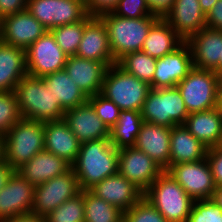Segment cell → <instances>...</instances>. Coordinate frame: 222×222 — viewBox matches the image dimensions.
I'll return each mask as SVG.
<instances>
[{"mask_svg": "<svg viewBox=\"0 0 222 222\" xmlns=\"http://www.w3.org/2000/svg\"><path fill=\"white\" fill-rule=\"evenodd\" d=\"M118 155L119 150L111 144L110 138L81 143L76 161L71 165L81 191L90 190L118 173Z\"/></svg>", "mask_w": 222, "mask_h": 222, "instance_id": "1", "label": "cell"}, {"mask_svg": "<svg viewBox=\"0 0 222 222\" xmlns=\"http://www.w3.org/2000/svg\"><path fill=\"white\" fill-rule=\"evenodd\" d=\"M14 92L22 118L41 122L63 119L65 110L42 78L26 75Z\"/></svg>", "mask_w": 222, "mask_h": 222, "instance_id": "2", "label": "cell"}, {"mask_svg": "<svg viewBox=\"0 0 222 222\" xmlns=\"http://www.w3.org/2000/svg\"><path fill=\"white\" fill-rule=\"evenodd\" d=\"M99 18L106 26L109 45L114 61L117 63L126 54L140 51L157 16L141 18H124L113 12L105 13Z\"/></svg>", "mask_w": 222, "mask_h": 222, "instance_id": "3", "label": "cell"}, {"mask_svg": "<svg viewBox=\"0 0 222 222\" xmlns=\"http://www.w3.org/2000/svg\"><path fill=\"white\" fill-rule=\"evenodd\" d=\"M44 150V122L21 118L2 136V159L15 171Z\"/></svg>", "mask_w": 222, "mask_h": 222, "instance_id": "4", "label": "cell"}, {"mask_svg": "<svg viewBox=\"0 0 222 222\" xmlns=\"http://www.w3.org/2000/svg\"><path fill=\"white\" fill-rule=\"evenodd\" d=\"M144 198L148 200L168 222H186L194 201L165 170L144 192Z\"/></svg>", "mask_w": 222, "mask_h": 222, "instance_id": "5", "label": "cell"}, {"mask_svg": "<svg viewBox=\"0 0 222 222\" xmlns=\"http://www.w3.org/2000/svg\"><path fill=\"white\" fill-rule=\"evenodd\" d=\"M150 85L127 73L117 63L109 66L101 94L113 101L121 111H141Z\"/></svg>", "mask_w": 222, "mask_h": 222, "instance_id": "6", "label": "cell"}, {"mask_svg": "<svg viewBox=\"0 0 222 222\" xmlns=\"http://www.w3.org/2000/svg\"><path fill=\"white\" fill-rule=\"evenodd\" d=\"M145 122L172 128L189 115L177 87L150 89L140 111Z\"/></svg>", "mask_w": 222, "mask_h": 222, "instance_id": "7", "label": "cell"}, {"mask_svg": "<svg viewBox=\"0 0 222 222\" xmlns=\"http://www.w3.org/2000/svg\"><path fill=\"white\" fill-rule=\"evenodd\" d=\"M219 75L213 70L193 67L176 87L188 113L216 108Z\"/></svg>", "mask_w": 222, "mask_h": 222, "instance_id": "8", "label": "cell"}, {"mask_svg": "<svg viewBox=\"0 0 222 222\" xmlns=\"http://www.w3.org/2000/svg\"><path fill=\"white\" fill-rule=\"evenodd\" d=\"M79 193H81L79 181L71 168L65 174L35 186L31 213L46 217L52 210Z\"/></svg>", "mask_w": 222, "mask_h": 222, "instance_id": "9", "label": "cell"}, {"mask_svg": "<svg viewBox=\"0 0 222 222\" xmlns=\"http://www.w3.org/2000/svg\"><path fill=\"white\" fill-rule=\"evenodd\" d=\"M166 171L194 201L213 198L216 186L207 158L171 165Z\"/></svg>", "mask_w": 222, "mask_h": 222, "instance_id": "10", "label": "cell"}, {"mask_svg": "<svg viewBox=\"0 0 222 222\" xmlns=\"http://www.w3.org/2000/svg\"><path fill=\"white\" fill-rule=\"evenodd\" d=\"M27 10L48 31L82 21L88 14L79 0H27Z\"/></svg>", "mask_w": 222, "mask_h": 222, "instance_id": "11", "label": "cell"}, {"mask_svg": "<svg viewBox=\"0 0 222 222\" xmlns=\"http://www.w3.org/2000/svg\"><path fill=\"white\" fill-rule=\"evenodd\" d=\"M25 51L27 75L38 78L64 70L68 57L50 31L38 38Z\"/></svg>", "mask_w": 222, "mask_h": 222, "instance_id": "12", "label": "cell"}, {"mask_svg": "<svg viewBox=\"0 0 222 222\" xmlns=\"http://www.w3.org/2000/svg\"><path fill=\"white\" fill-rule=\"evenodd\" d=\"M118 172L145 192L164 171L146 153L135 147L119 149Z\"/></svg>", "mask_w": 222, "mask_h": 222, "instance_id": "13", "label": "cell"}, {"mask_svg": "<svg viewBox=\"0 0 222 222\" xmlns=\"http://www.w3.org/2000/svg\"><path fill=\"white\" fill-rule=\"evenodd\" d=\"M47 31L27 9L0 20V40L24 50Z\"/></svg>", "mask_w": 222, "mask_h": 222, "instance_id": "14", "label": "cell"}, {"mask_svg": "<svg viewBox=\"0 0 222 222\" xmlns=\"http://www.w3.org/2000/svg\"><path fill=\"white\" fill-rule=\"evenodd\" d=\"M193 67L190 46L184 41L173 52L157 59L153 75V89L176 87Z\"/></svg>", "mask_w": 222, "mask_h": 222, "instance_id": "15", "label": "cell"}, {"mask_svg": "<svg viewBox=\"0 0 222 222\" xmlns=\"http://www.w3.org/2000/svg\"><path fill=\"white\" fill-rule=\"evenodd\" d=\"M35 186L14 171L0 190V221L30 214L34 205Z\"/></svg>", "mask_w": 222, "mask_h": 222, "instance_id": "16", "label": "cell"}, {"mask_svg": "<svg viewBox=\"0 0 222 222\" xmlns=\"http://www.w3.org/2000/svg\"><path fill=\"white\" fill-rule=\"evenodd\" d=\"M76 56L105 63L115 64L109 45L106 26L99 17L87 15L84 18V31Z\"/></svg>", "mask_w": 222, "mask_h": 222, "instance_id": "17", "label": "cell"}, {"mask_svg": "<svg viewBox=\"0 0 222 222\" xmlns=\"http://www.w3.org/2000/svg\"><path fill=\"white\" fill-rule=\"evenodd\" d=\"M63 120L80 143L108 139L110 136V130L96 115L88 100L81 105L66 110Z\"/></svg>", "mask_w": 222, "mask_h": 222, "instance_id": "18", "label": "cell"}, {"mask_svg": "<svg viewBox=\"0 0 222 222\" xmlns=\"http://www.w3.org/2000/svg\"><path fill=\"white\" fill-rule=\"evenodd\" d=\"M90 191L123 212L129 210L144 197V192L119 172L103 179Z\"/></svg>", "mask_w": 222, "mask_h": 222, "instance_id": "19", "label": "cell"}, {"mask_svg": "<svg viewBox=\"0 0 222 222\" xmlns=\"http://www.w3.org/2000/svg\"><path fill=\"white\" fill-rule=\"evenodd\" d=\"M108 66L103 62L78 56L67 57L65 72L87 97L101 93Z\"/></svg>", "mask_w": 222, "mask_h": 222, "instance_id": "20", "label": "cell"}, {"mask_svg": "<svg viewBox=\"0 0 222 222\" xmlns=\"http://www.w3.org/2000/svg\"><path fill=\"white\" fill-rule=\"evenodd\" d=\"M186 42L192 52L193 66L213 70L219 75L222 31L204 27Z\"/></svg>", "mask_w": 222, "mask_h": 222, "instance_id": "21", "label": "cell"}, {"mask_svg": "<svg viewBox=\"0 0 222 222\" xmlns=\"http://www.w3.org/2000/svg\"><path fill=\"white\" fill-rule=\"evenodd\" d=\"M171 128L143 122L135 148L146 153L165 171L169 168Z\"/></svg>", "mask_w": 222, "mask_h": 222, "instance_id": "22", "label": "cell"}, {"mask_svg": "<svg viewBox=\"0 0 222 222\" xmlns=\"http://www.w3.org/2000/svg\"><path fill=\"white\" fill-rule=\"evenodd\" d=\"M164 19L184 41L206 27V15L199 0H175Z\"/></svg>", "mask_w": 222, "mask_h": 222, "instance_id": "23", "label": "cell"}, {"mask_svg": "<svg viewBox=\"0 0 222 222\" xmlns=\"http://www.w3.org/2000/svg\"><path fill=\"white\" fill-rule=\"evenodd\" d=\"M71 168V164L64 158L43 150L19 167L16 172L30 184L37 186L56 176L65 174Z\"/></svg>", "mask_w": 222, "mask_h": 222, "instance_id": "24", "label": "cell"}, {"mask_svg": "<svg viewBox=\"0 0 222 222\" xmlns=\"http://www.w3.org/2000/svg\"><path fill=\"white\" fill-rule=\"evenodd\" d=\"M80 144L63 119L44 122V150L64 158L72 165L76 161Z\"/></svg>", "mask_w": 222, "mask_h": 222, "instance_id": "25", "label": "cell"}, {"mask_svg": "<svg viewBox=\"0 0 222 222\" xmlns=\"http://www.w3.org/2000/svg\"><path fill=\"white\" fill-rule=\"evenodd\" d=\"M184 126L208 149L222 144V113L217 108L189 113Z\"/></svg>", "mask_w": 222, "mask_h": 222, "instance_id": "26", "label": "cell"}, {"mask_svg": "<svg viewBox=\"0 0 222 222\" xmlns=\"http://www.w3.org/2000/svg\"><path fill=\"white\" fill-rule=\"evenodd\" d=\"M26 75V51L0 40V92L14 91Z\"/></svg>", "mask_w": 222, "mask_h": 222, "instance_id": "27", "label": "cell"}, {"mask_svg": "<svg viewBox=\"0 0 222 222\" xmlns=\"http://www.w3.org/2000/svg\"><path fill=\"white\" fill-rule=\"evenodd\" d=\"M208 148L196 139L184 126L171 128L169 167L184 162H194L206 158Z\"/></svg>", "mask_w": 222, "mask_h": 222, "instance_id": "28", "label": "cell"}, {"mask_svg": "<svg viewBox=\"0 0 222 222\" xmlns=\"http://www.w3.org/2000/svg\"><path fill=\"white\" fill-rule=\"evenodd\" d=\"M183 42L168 22L159 18L149 30L141 50L147 56L158 59L173 52Z\"/></svg>", "mask_w": 222, "mask_h": 222, "instance_id": "29", "label": "cell"}, {"mask_svg": "<svg viewBox=\"0 0 222 222\" xmlns=\"http://www.w3.org/2000/svg\"><path fill=\"white\" fill-rule=\"evenodd\" d=\"M48 89H51L55 98L66 111L85 103L88 97L77 86L65 70L56 71L42 78Z\"/></svg>", "mask_w": 222, "mask_h": 222, "instance_id": "30", "label": "cell"}, {"mask_svg": "<svg viewBox=\"0 0 222 222\" xmlns=\"http://www.w3.org/2000/svg\"><path fill=\"white\" fill-rule=\"evenodd\" d=\"M144 120L140 111H121L117 123L110 129V141L116 149L134 147Z\"/></svg>", "mask_w": 222, "mask_h": 222, "instance_id": "31", "label": "cell"}, {"mask_svg": "<svg viewBox=\"0 0 222 222\" xmlns=\"http://www.w3.org/2000/svg\"><path fill=\"white\" fill-rule=\"evenodd\" d=\"M84 222H122L123 211L94 195L84 191Z\"/></svg>", "mask_w": 222, "mask_h": 222, "instance_id": "32", "label": "cell"}, {"mask_svg": "<svg viewBox=\"0 0 222 222\" xmlns=\"http://www.w3.org/2000/svg\"><path fill=\"white\" fill-rule=\"evenodd\" d=\"M157 59L147 56L142 50L126 54L117 64L127 73L147 82L153 89V75Z\"/></svg>", "mask_w": 222, "mask_h": 222, "instance_id": "33", "label": "cell"}, {"mask_svg": "<svg viewBox=\"0 0 222 222\" xmlns=\"http://www.w3.org/2000/svg\"><path fill=\"white\" fill-rule=\"evenodd\" d=\"M84 31V19L77 23L66 24L50 30L56 43L69 57L75 56Z\"/></svg>", "mask_w": 222, "mask_h": 222, "instance_id": "34", "label": "cell"}, {"mask_svg": "<svg viewBox=\"0 0 222 222\" xmlns=\"http://www.w3.org/2000/svg\"><path fill=\"white\" fill-rule=\"evenodd\" d=\"M84 191L66 200L46 217V222H84Z\"/></svg>", "mask_w": 222, "mask_h": 222, "instance_id": "35", "label": "cell"}, {"mask_svg": "<svg viewBox=\"0 0 222 222\" xmlns=\"http://www.w3.org/2000/svg\"><path fill=\"white\" fill-rule=\"evenodd\" d=\"M21 118L15 92H0V136H4Z\"/></svg>", "mask_w": 222, "mask_h": 222, "instance_id": "36", "label": "cell"}, {"mask_svg": "<svg viewBox=\"0 0 222 222\" xmlns=\"http://www.w3.org/2000/svg\"><path fill=\"white\" fill-rule=\"evenodd\" d=\"M186 222H222V208L213 198L193 201Z\"/></svg>", "mask_w": 222, "mask_h": 222, "instance_id": "37", "label": "cell"}, {"mask_svg": "<svg viewBox=\"0 0 222 222\" xmlns=\"http://www.w3.org/2000/svg\"><path fill=\"white\" fill-rule=\"evenodd\" d=\"M124 222H168L144 197L129 210L123 212Z\"/></svg>", "mask_w": 222, "mask_h": 222, "instance_id": "38", "label": "cell"}, {"mask_svg": "<svg viewBox=\"0 0 222 222\" xmlns=\"http://www.w3.org/2000/svg\"><path fill=\"white\" fill-rule=\"evenodd\" d=\"M96 115L105 123L110 130L119 119L121 109L101 93L88 97Z\"/></svg>", "mask_w": 222, "mask_h": 222, "instance_id": "39", "label": "cell"}, {"mask_svg": "<svg viewBox=\"0 0 222 222\" xmlns=\"http://www.w3.org/2000/svg\"><path fill=\"white\" fill-rule=\"evenodd\" d=\"M112 12L124 18L155 16L151 13L146 0H119Z\"/></svg>", "mask_w": 222, "mask_h": 222, "instance_id": "40", "label": "cell"}, {"mask_svg": "<svg viewBox=\"0 0 222 222\" xmlns=\"http://www.w3.org/2000/svg\"><path fill=\"white\" fill-rule=\"evenodd\" d=\"M206 158L212 170L215 186H222V144L217 147L209 148Z\"/></svg>", "mask_w": 222, "mask_h": 222, "instance_id": "41", "label": "cell"}, {"mask_svg": "<svg viewBox=\"0 0 222 222\" xmlns=\"http://www.w3.org/2000/svg\"><path fill=\"white\" fill-rule=\"evenodd\" d=\"M118 2L119 0H88L85 9L89 16L99 17L105 13L112 12Z\"/></svg>", "mask_w": 222, "mask_h": 222, "instance_id": "42", "label": "cell"}, {"mask_svg": "<svg viewBox=\"0 0 222 222\" xmlns=\"http://www.w3.org/2000/svg\"><path fill=\"white\" fill-rule=\"evenodd\" d=\"M27 9V0H0V20Z\"/></svg>", "mask_w": 222, "mask_h": 222, "instance_id": "43", "label": "cell"}, {"mask_svg": "<svg viewBox=\"0 0 222 222\" xmlns=\"http://www.w3.org/2000/svg\"><path fill=\"white\" fill-rule=\"evenodd\" d=\"M206 27L222 31V0H218L206 15Z\"/></svg>", "mask_w": 222, "mask_h": 222, "instance_id": "44", "label": "cell"}, {"mask_svg": "<svg viewBox=\"0 0 222 222\" xmlns=\"http://www.w3.org/2000/svg\"><path fill=\"white\" fill-rule=\"evenodd\" d=\"M151 13L159 18H164L173 8L175 0H146Z\"/></svg>", "mask_w": 222, "mask_h": 222, "instance_id": "45", "label": "cell"}, {"mask_svg": "<svg viewBox=\"0 0 222 222\" xmlns=\"http://www.w3.org/2000/svg\"><path fill=\"white\" fill-rule=\"evenodd\" d=\"M15 170L3 159L0 160V190L7 184L8 179Z\"/></svg>", "mask_w": 222, "mask_h": 222, "instance_id": "46", "label": "cell"}, {"mask_svg": "<svg viewBox=\"0 0 222 222\" xmlns=\"http://www.w3.org/2000/svg\"><path fill=\"white\" fill-rule=\"evenodd\" d=\"M0 222H46L45 217L34 215L33 213L20 215L8 219H4Z\"/></svg>", "mask_w": 222, "mask_h": 222, "instance_id": "47", "label": "cell"}, {"mask_svg": "<svg viewBox=\"0 0 222 222\" xmlns=\"http://www.w3.org/2000/svg\"><path fill=\"white\" fill-rule=\"evenodd\" d=\"M218 0H199L200 6L202 11L204 12L205 15L208 14V12L211 10L213 5L217 2Z\"/></svg>", "mask_w": 222, "mask_h": 222, "instance_id": "48", "label": "cell"}, {"mask_svg": "<svg viewBox=\"0 0 222 222\" xmlns=\"http://www.w3.org/2000/svg\"><path fill=\"white\" fill-rule=\"evenodd\" d=\"M213 200L222 208V186L216 187Z\"/></svg>", "mask_w": 222, "mask_h": 222, "instance_id": "49", "label": "cell"}, {"mask_svg": "<svg viewBox=\"0 0 222 222\" xmlns=\"http://www.w3.org/2000/svg\"><path fill=\"white\" fill-rule=\"evenodd\" d=\"M216 108L222 113V84H218L217 106Z\"/></svg>", "mask_w": 222, "mask_h": 222, "instance_id": "50", "label": "cell"}, {"mask_svg": "<svg viewBox=\"0 0 222 222\" xmlns=\"http://www.w3.org/2000/svg\"><path fill=\"white\" fill-rule=\"evenodd\" d=\"M222 72V49L219 58V74Z\"/></svg>", "mask_w": 222, "mask_h": 222, "instance_id": "51", "label": "cell"}, {"mask_svg": "<svg viewBox=\"0 0 222 222\" xmlns=\"http://www.w3.org/2000/svg\"><path fill=\"white\" fill-rule=\"evenodd\" d=\"M2 159V137L0 136V160Z\"/></svg>", "mask_w": 222, "mask_h": 222, "instance_id": "52", "label": "cell"}, {"mask_svg": "<svg viewBox=\"0 0 222 222\" xmlns=\"http://www.w3.org/2000/svg\"><path fill=\"white\" fill-rule=\"evenodd\" d=\"M219 84H222V72L219 74Z\"/></svg>", "mask_w": 222, "mask_h": 222, "instance_id": "53", "label": "cell"}, {"mask_svg": "<svg viewBox=\"0 0 222 222\" xmlns=\"http://www.w3.org/2000/svg\"><path fill=\"white\" fill-rule=\"evenodd\" d=\"M79 1H81L84 5H86L88 2V0H79Z\"/></svg>", "mask_w": 222, "mask_h": 222, "instance_id": "54", "label": "cell"}]
</instances>
